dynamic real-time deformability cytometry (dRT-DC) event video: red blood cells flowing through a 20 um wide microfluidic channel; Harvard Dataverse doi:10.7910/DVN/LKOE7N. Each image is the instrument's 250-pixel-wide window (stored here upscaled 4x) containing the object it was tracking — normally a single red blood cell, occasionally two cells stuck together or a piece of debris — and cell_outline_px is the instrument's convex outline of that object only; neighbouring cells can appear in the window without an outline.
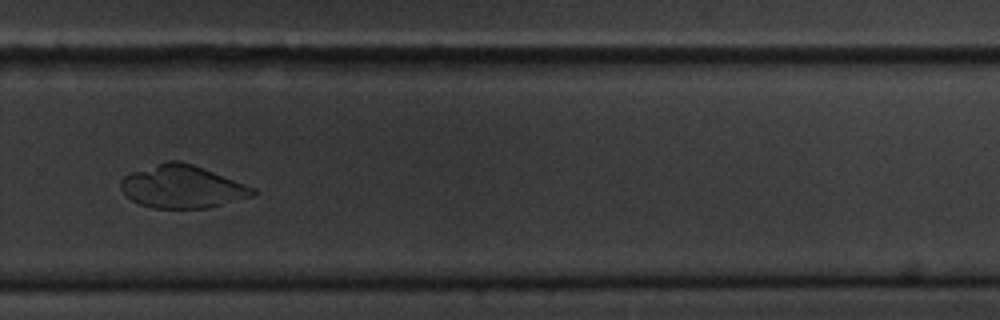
{"species": "common noctule bat (a hibernating species)", "species_latin": "Nyctalus noctula", "temperature_condition": "cold", "stored_images_in_passage": 42, "camera_frame_rate_fps": 3000, "um_per_image_px": 0.085, "animal": {"sex": "male", "body_mass_g": 20.1, "forearm_length_mm": 53.5}, "frame": {"image": 1, "passage_image": 35, "time_ms": 11.333, "image_size_px": [1000, 320], "cell_outline_px": [[256, 192], [252, 196], [208, 208], [152, 208], [140, 204], [132, 200], [120, 188], [120, 180], [124, 176], [132, 172], [168, 160], [180, 160], [192, 164], [256, 188]], "centroid_in_image_um": [15.48, 15.87], "position_along_channel_um": 314.3, "area_um2": 32.66}}
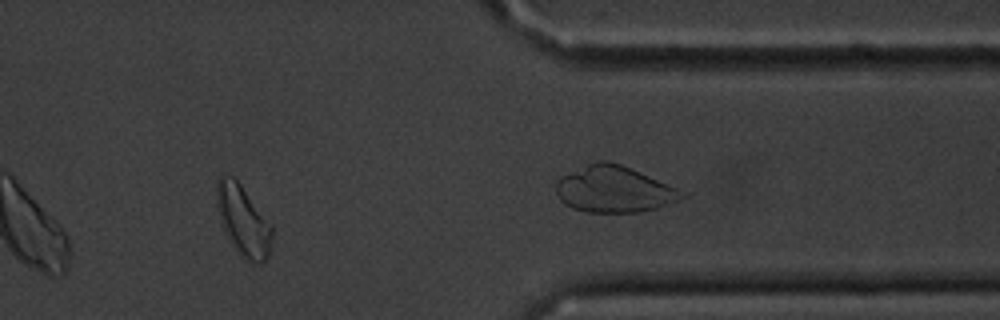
{"frame": {"image": 2, "passage_image": 39, "time_ms": 12.667, "image_size_px": [1000, 320], "cell_outline_px": [[272, 236], [268, 256], [260, 264], [256, 264], [244, 260], [236, 252], [228, 240], [224, 232], [216, 204], [216, 180], [224, 172], [232, 176], [240, 184], [272, 224]], "centroid_in_image_um": [20.64, 18.76], "position_along_channel_um": 390.8, "area_um2": 23.12}}